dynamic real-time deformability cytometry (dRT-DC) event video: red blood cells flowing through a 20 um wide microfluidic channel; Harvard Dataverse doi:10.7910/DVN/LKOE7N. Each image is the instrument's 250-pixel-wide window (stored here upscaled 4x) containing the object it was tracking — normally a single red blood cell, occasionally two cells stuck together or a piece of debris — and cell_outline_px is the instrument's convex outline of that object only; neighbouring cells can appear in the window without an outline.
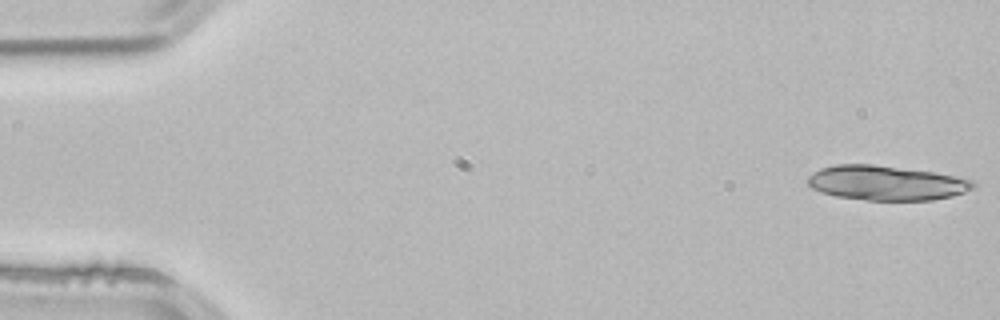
{"species": "common noctule bat (a hibernating species)", "species_latin": "Nyctalus noctula", "temperature_condition": "room temperature", "stored_images_in_passage": 3, "camera_frame_rate_fps": 3000, "um_per_image_px": 0.085, "animal": {"sex": "male", "body_mass_g": 21.5, "forearm_length_mm": 52.0}, "frame": {"image": 1, "passage_image": 1, "time_ms": 0.0, "image_size_px": [1000, 320], "cell_outline_px": [[976, 188], [952, 196], [932, 200], [868, 200], [836, 196], [820, 192], [812, 188], [808, 184], [808, 176], [812, 172], [820, 168], [836, 164], [872, 164], [936, 172], [972, 180], [976, 184]], "centroid_in_image_um": [75.33, 15.54], "position_along_channel_um": 9.7, "area_um2": 33.52}}